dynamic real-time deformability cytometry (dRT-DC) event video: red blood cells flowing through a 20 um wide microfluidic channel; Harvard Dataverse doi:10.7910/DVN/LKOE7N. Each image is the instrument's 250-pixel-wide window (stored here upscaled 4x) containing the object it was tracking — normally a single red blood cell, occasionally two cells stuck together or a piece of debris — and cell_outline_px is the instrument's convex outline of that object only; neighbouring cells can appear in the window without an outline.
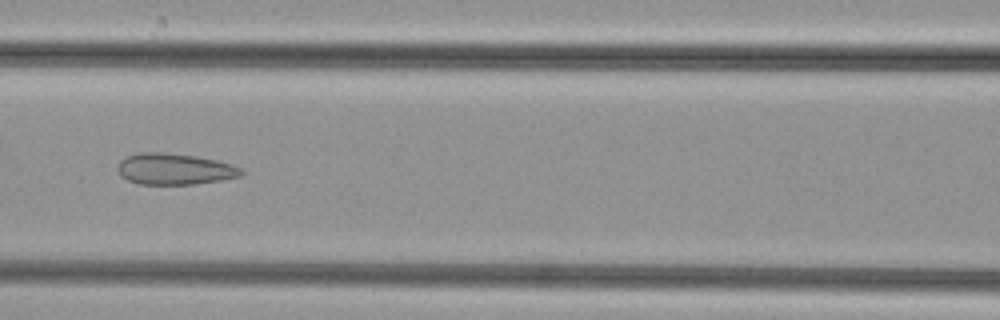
{"species": "common noctule bat (a hibernating species)", "species_latin": "Nyctalus noctula", "temperature_condition": "cold", "stored_images_in_passage": 49, "camera_frame_rate_fps": 3000, "um_per_image_px": 0.085, "animal": {"sex": "female", "body_mass_g": 29.2, "forearm_length_mm": 56.3}, "frame": {"image": 1, "passage_image": 22, "time_ms": 7.0, "image_size_px": [1000, 320], "cell_outline_px": [[244, 172], [240, 176], [220, 180], [192, 184], [136, 184], [120, 176], [116, 168], [120, 160], [128, 156], [140, 152], [160, 152], [196, 156], [216, 160], [232, 164], [240, 168]], "centroid_in_image_um": [14.8, 14.37], "position_along_channel_um": 151.8, "area_um2": 22.48}}
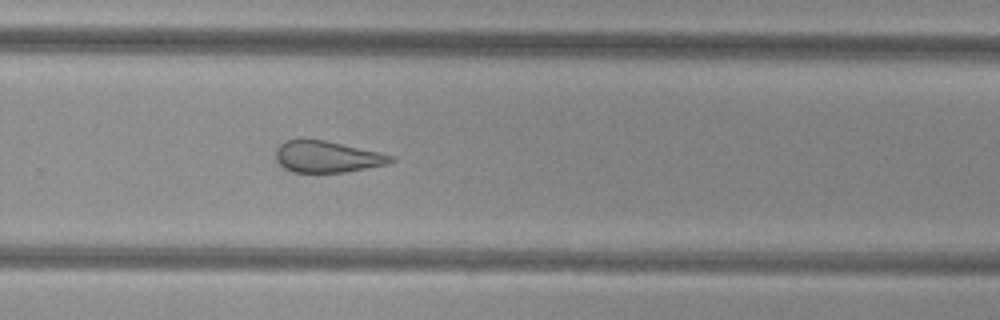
{"frame": {"image": 2, "passage_image": 33, "time_ms": 10.667, "image_size_px": [1000, 320], "cell_outline_px": [[396, 160], [388, 164], [348, 172], [292, 172], [284, 168], [276, 160], [276, 148], [280, 144], [288, 140], [304, 136], [324, 140], [380, 152], [392, 156]], "centroid_in_image_um": [27.78, 13.3], "position_along_channel_um": 302.0, "area_um2": 21.5}}
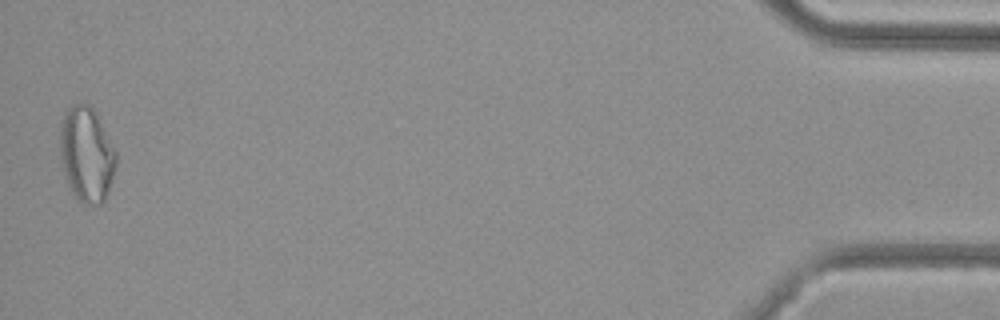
{"frame": {"image": 3, "passage_image": 49, "time_ms": 16.0, "image_size_px": [1000, 320], "cell_outline_px": [[116, 164], [112, 180], [104, 204], [84, 204], [68, 188], [64, 172], [60, 152], [60, 124], [64, 116], [72, 104], [88, 104], [96, 112], [116, 152]], "centroid_in_image_um": [7.36, 13.14], "position_along_channel_um": 427.8, "area_um2": 30.92}}